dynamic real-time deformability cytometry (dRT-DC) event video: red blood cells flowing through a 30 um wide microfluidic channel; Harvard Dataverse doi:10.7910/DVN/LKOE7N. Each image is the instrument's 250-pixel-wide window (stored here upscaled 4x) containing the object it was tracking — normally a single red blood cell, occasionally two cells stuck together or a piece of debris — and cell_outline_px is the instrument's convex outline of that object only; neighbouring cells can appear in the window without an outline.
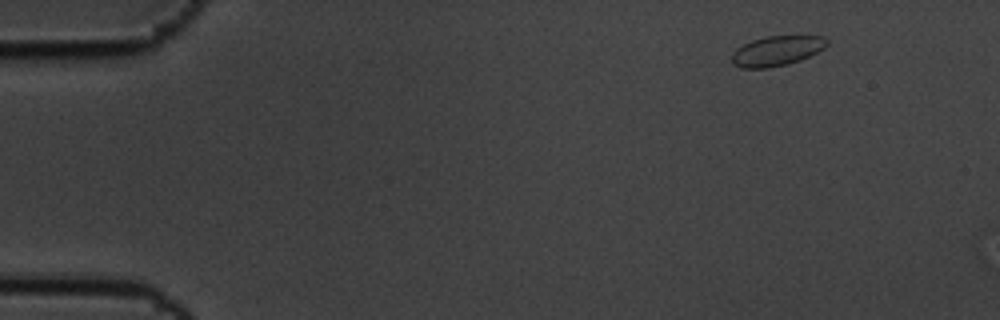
{"species": "common noctule bat (a hibernating species)", "species_latin": "Nyctalus noctula", "temperature_condition": "cold", "stored_images_in_passage": 5, "camera_frame_rate_fps": 3000, "um_per_image_px": 0.085, "animal": {"sex": "male", "body_mass_g": 19.5, "forearm_length_mm": 54.6}, "frame": {"image": 1, "passage_image": 1, "time_ms": 0.0, "image_size_px": [1000, 320], "cell_outline_px": [[828, 44], [824, 48], [800, 60], [788, 64], [768, 68], [740, 68], [732, 64], [732, 52], [736, 48], [752, 40], [764, 36], [804, 32], [824, 36], [828, 40]], "centroid_in_image_um": [66.09, 4.26], "position_along_channel_um": 18.9, "area_um2": 17.51}}
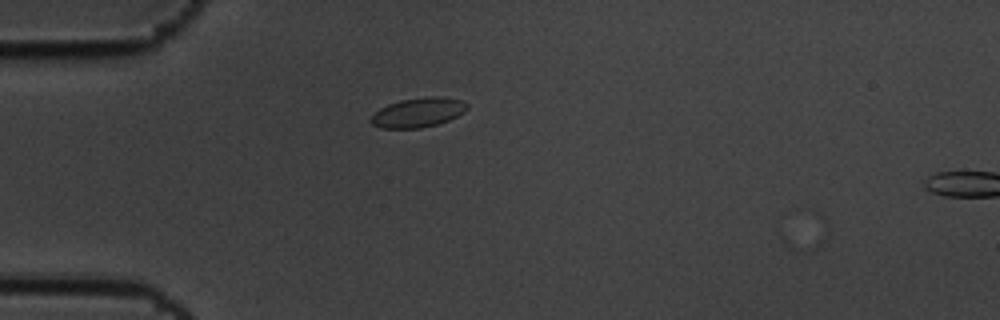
{"frame": {"image": 2, "passage_image": 4, "time_ms": 1.0, "image_size_px": [1000, 320], "cell_outline_px": [[468, 108], [464, 112], [448, 120], [436, 124], [420, 128], [380, 128], [372, 124], [368, 120], [380, 108], [388, 104], [400, 100], [428, 96], [440, 96], [460, 100], [468, 104]], "centroid_in_image_um": [35.52, 9.56], "position_along_channel_um": 49.5, "area_um2": 16.47}}